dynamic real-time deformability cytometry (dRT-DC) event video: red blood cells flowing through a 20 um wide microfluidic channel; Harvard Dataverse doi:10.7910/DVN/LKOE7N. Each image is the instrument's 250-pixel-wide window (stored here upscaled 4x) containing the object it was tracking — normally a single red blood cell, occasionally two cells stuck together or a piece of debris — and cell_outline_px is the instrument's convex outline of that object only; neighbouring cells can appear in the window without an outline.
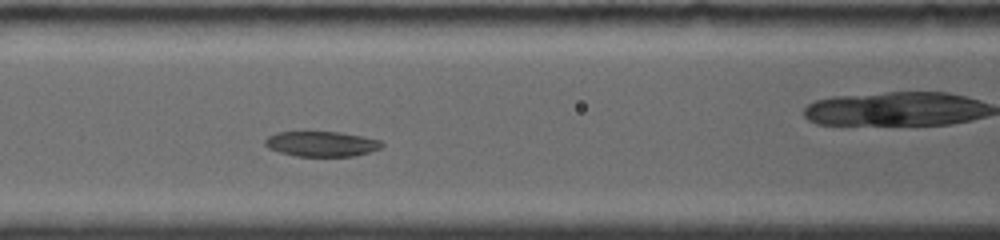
{"species": "common noctule bat (a hibernating species)", "species_latin": "Nyctalus noctula", "temperature_condition": "room temperature", "stored_images_in_passage": 14, "camera_frame_rate_fps": 4000, "um_per_image_px": 0.085, "animal": {"sex": "female", "body_mass_g": 19.0, "forearm_length_mm": 56.7}, "frame": {"image": 1, "passage_image": 7, "time_ms": 4.0, "image_size_px": [1000, 240], "cell_outline_px": [[384, 144], [380, 148], [356, 156], [296, 156], [280, 152], [268, 148], [264, 144], [264, 140], [268, 136], [276, 132], [340, 132], [380, 140]], "centroid_in_image_um": [27.3, 12.23], "position_along_channel_um": 139.3, "area_um2": 17.05}}
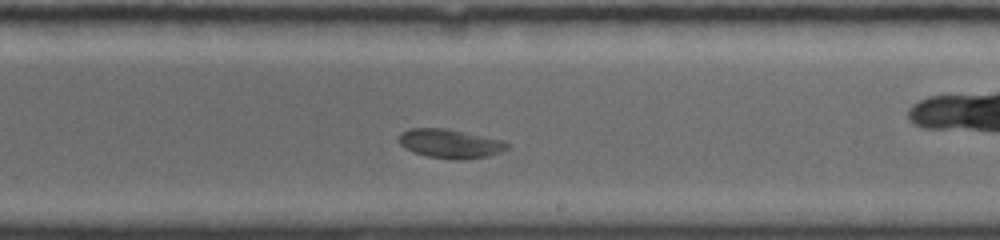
{"frame": {"image": 2, "passage_image": 12, "time_ms": 7.0, "image_size_px": [1000, 240], "cell_outline_px": [[508, 148], [500, 152], [488, 156], [464, 160], [452, 160], [428, 156], [412, 152], [404, 148], [400, 144], [400, 132], [408, 128], [444, 128], [504, 140], [508, 144]], "centroid_in_image_um": [38.25, 12.21], "position_along_channel_um": 250.8, "area_um2": 18.38}}
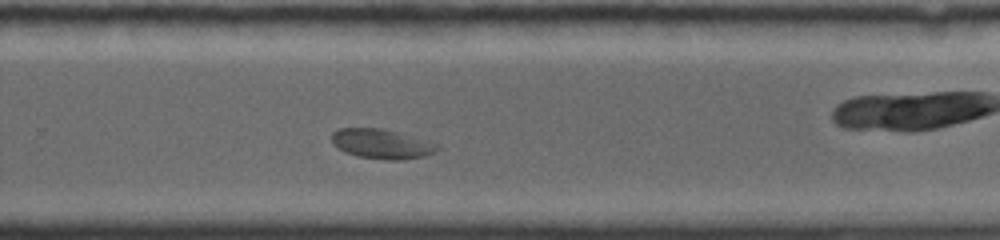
{"frame": {"image": 3, "passage_image": 14, "time_ms": 8.25, "image_size_px": [1000, 240], "cell_outline_px": [[440, 148], [436, 152], [424, 156], [400, 160], [388, 160], [356, 156], [344, 152], [336, 148], [332, 144], [332, 132], [340, 128], [380, 128], [432, 140], [440, 144]], "centroid_in_image_um": [32.48, 12.23], "position_along_channel_um": 297.3, "area_um2": 18.67}}